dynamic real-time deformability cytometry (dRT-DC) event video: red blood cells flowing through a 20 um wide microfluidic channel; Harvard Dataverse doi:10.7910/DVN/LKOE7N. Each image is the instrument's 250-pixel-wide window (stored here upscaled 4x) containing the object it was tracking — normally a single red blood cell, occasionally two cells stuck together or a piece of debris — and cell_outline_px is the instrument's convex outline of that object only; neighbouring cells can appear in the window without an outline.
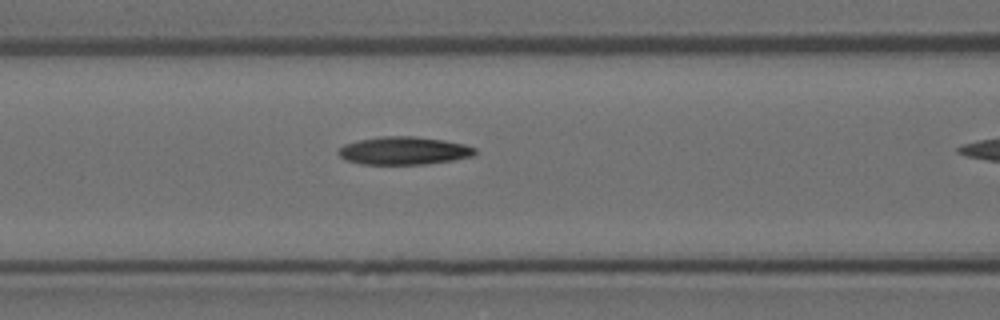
{"species": "Egyptian fruit bat (a non-hibernating species)", "species_latin": "Rousettus aegyptiacus", "temperature_condition": "room temperature", "stored_images_in_passage": 5, "camera_frame_rate_fps": 3000, "um_per_image_px": 0.085, "animal": {"sex": "female"}, "frame": {"image": 1, "passage_image": 4, "time_ms": 1.0, "image_size_px": [1000, 320], "cell_outline_px": [[476, 156], [428, 164], [360, 164], [344, 160], [340, 156], [340, 148], [344, 144], [360, 140], [380, 136], [412, 136], [444, 140], [464, 144], [476, 148]], "centroid_in_image_um": [34.36, 12.81], "position_along_channel_um": 132.2, "area_um2": 22.25}}